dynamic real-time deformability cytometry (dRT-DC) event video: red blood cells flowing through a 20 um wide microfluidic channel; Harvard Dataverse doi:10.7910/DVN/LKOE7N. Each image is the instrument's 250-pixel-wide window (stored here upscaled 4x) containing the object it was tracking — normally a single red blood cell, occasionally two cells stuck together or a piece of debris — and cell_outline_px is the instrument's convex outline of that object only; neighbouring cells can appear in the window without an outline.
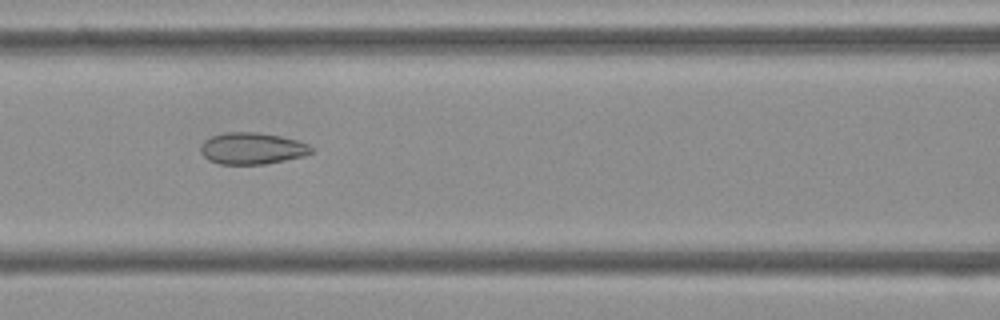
{"species": "Egyptian fruit bat (a non-hibernating species)", "species_latin": "Rousettus aegyptiacus", "temperature_condition": "cold", "stored_images_in_passage": 51, "camera_frame_rate_fps": 3000, "um_per_image_px": 0.085, "frame": {"image": 1, "passage_image": 20, "time_ms": 6.333, "image_size_px": [1000, 320], "cell_outline_px": [[312, 152], [304, 156], [264, 164], [220, 164], [208, 160], [200, 152], [200, 144], [204, 140], [212, 136], [224, 132], [256, 132], [280, 136], [296, 140], [308, 144], [312, 148]], "centroid_in_image_um": [21.39, 12.61], "position_along_channel_um": 145.2, "area_um2": 20.4}}
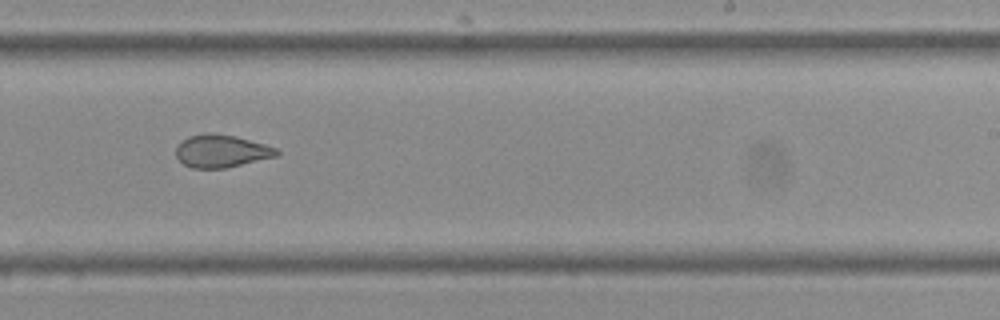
{"frame": {"image": 2, "passage_image": 30, "time_ms": 9.667, "image_size_px": [1000, 320], "cell_outline_px": [[280, 152], [276, 156], [224, 168], [192, 168], [184, 164], [176, 156], [176, 148], [180, 140], [188, 136], [208, 132], [212, 132], [236, 136], [264, 144], [276, 148]], "centroid_in_image_um": [18.77, 12.82], "position_along_channel_um": 270.2, "area_um2": 19.13}}
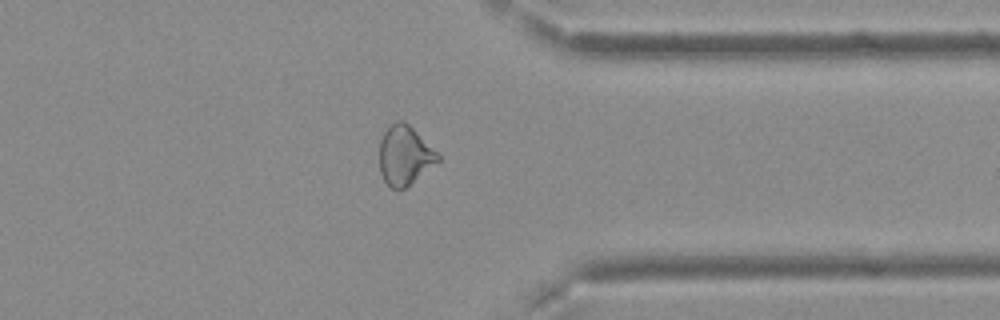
{"frame": {"image": 3, "passage_image": 39, "time_ms": 12.667, "image_size_px": [1000, 320], "cell_outline_px": [[440, 160], [404, 188], [392, 188], [384, 180], [380, 172], [380, 140], [384, 132], [396, 120], [404, 120], [440, 156]], "centroid_in_image_um": [34.37, 13.19], "position_along_channel_um": 377.0, "area_um2": 19.59}, "authors_computed_cell_mechanics": {"area_um2": 21.675, "velocity_mm_per_s": 3.7539, "shape_relaxation_time_tau1_ms": null, "shape_relaxation_time_tau2_ms": 2.1096, "deformation_change_tau1": null, "deformation_change_tau2": 0.0729}}